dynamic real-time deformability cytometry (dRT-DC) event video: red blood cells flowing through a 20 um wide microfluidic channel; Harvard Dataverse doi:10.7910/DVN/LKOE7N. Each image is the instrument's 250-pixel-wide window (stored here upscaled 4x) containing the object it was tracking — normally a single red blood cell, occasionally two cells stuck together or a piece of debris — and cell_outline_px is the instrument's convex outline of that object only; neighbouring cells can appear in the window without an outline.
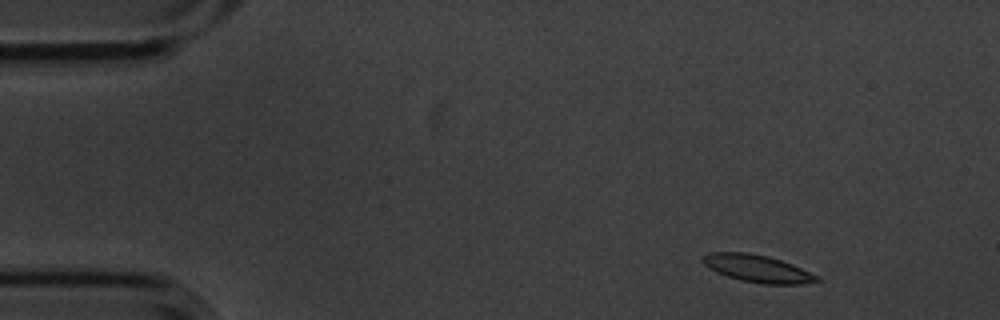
{"species": "common noctule bat (a hibernating species)", "species_latin": "Nyctalus noctula", "temperature_condition": "cold", "stored_images_in_passage": 51, "camera_frame_rate_fps": 3000, "um_per_image_px": 0.085, "animal": {"sex": "male", "body_mass_g": 20.1, "forearm_length_mm": 53.5}, "frame": {"image": 1, "passage_image": 1, "time_ms": 0.0, "image_size_px": [1000, 320], "cell_outline_px": [[824, 280], [800, 284], [760, 284], [740, 280], [716, 272], [708, 268], [700, 260], [700, 256], [708, 252], [748, 252], [768, 256], [792, 264], [820, 276]], "centroid_in_image_um": [64.37, 22.82], "position_along_channel_um": 20.6, "area_um2": 18.5}}
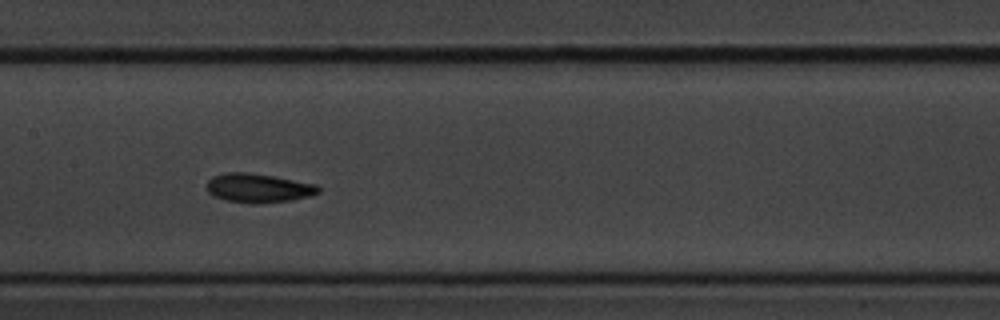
{"frame": {"image": 2, "passage_image": 22, "time_ms": 7.0, "image_size_px": [1000, 320], "cell_outline_px": [[320, 192], [312, 196], [292, 200], [256, 204], [252, 204], [224, 200], [212, 196], [208, 192], [204, 184], [212, 176], [224, 172], [248, 172], [272, 176], [316, 184], [320, 188]], "centroid_in_image_um": [21.91, 15.99], "position_along_channel_um": 185.5, "area_um2": 19.25}}
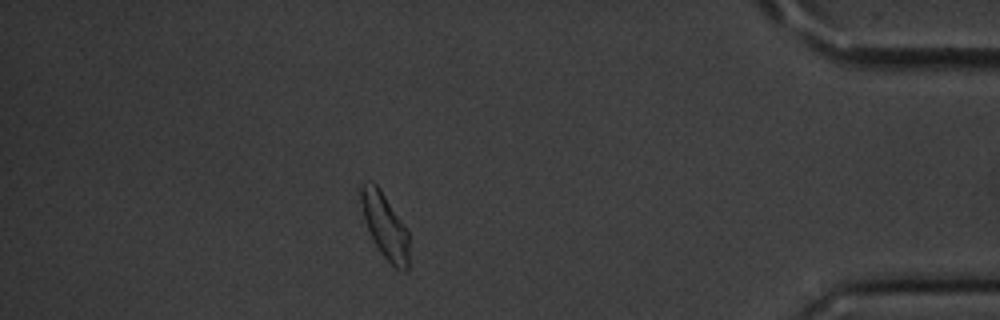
{"frame": {"image": 3, "passage_image": 44, "time_ms": 14.333, "image_size_px": [1000, 320], "cell_outline_px": [[408, 268], [404, 272], [396, 268], [380, 252], [372, 240], [368, 232], [360, 200], [360, 184], [372, 180], [380, 188], [404, 224], [408, 232]], "centroid_in_image_um": [32.7, 19.17], "position_along_channel_um": 402.5, "area_um2": 18.26}, "authors_computed_cell_mechanics": {"area_um2": 18.2648, "velocity_mm_per_s": 3.5301, "shape_relaxation_time_tau1_ms": 1.9424, "shape_relaxation_time_tau2_ms": 9.1798, "deformation_change_tau1": 0.1045, "deformation_change_tau2": 0.1489}}